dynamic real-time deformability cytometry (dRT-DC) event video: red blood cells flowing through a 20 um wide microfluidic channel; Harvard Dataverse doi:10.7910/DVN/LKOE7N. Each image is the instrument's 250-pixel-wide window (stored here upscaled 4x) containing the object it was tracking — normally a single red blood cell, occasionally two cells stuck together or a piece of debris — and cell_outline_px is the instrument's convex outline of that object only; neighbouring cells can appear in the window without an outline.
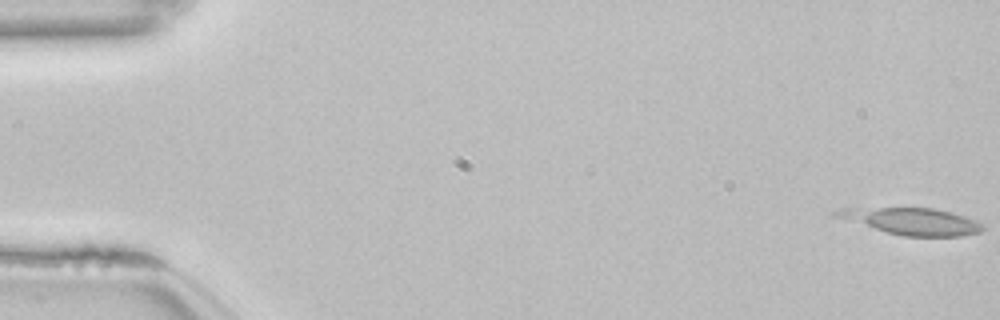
{"species": "common noctule bat (a hibernating species)", "species_latin": "Nyctalus noctula", "temperature_condition": "room temperature", "stored_images_in_passage": 45, "camera_frame_rate_fps": 3000, "um_per_image_px": 0.085, "animal": {"sex": "female", "body_mass_g": 22.7, "forearm_length_mm": 54.2}, "frame": {"image": 1, "passage_image": 1, "time_ms": 0.0, "image_size_px": [1000, 320], "cell_outline_px": [[984, 228], [980, 232], [964, 236], [904, 236], [888, 232], [832, 216], [832, 212], [840, 208], [936, 208], [952, 212], [976, 220]], "centroid_in_image_um": [77.52, 18.8], "position_along_channel_um": 7.5, "area_um2": 22.6}}
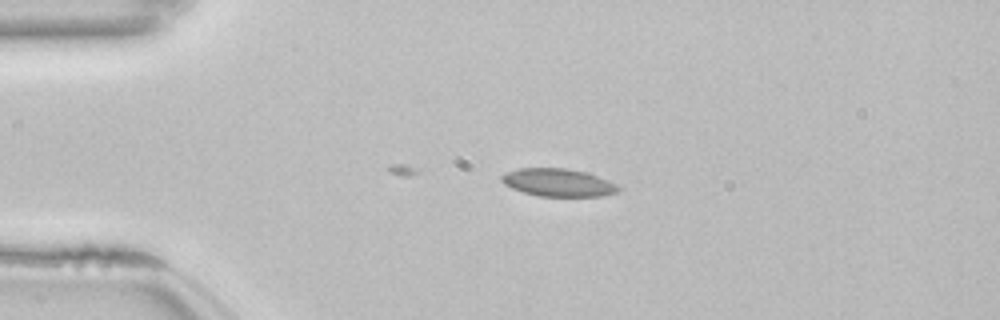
{"frame": {"image": 2, "passage_image": 13, "time_ms": 4.0, "image_size_px": [1000, 320], "cell_outline_px": [[620, 188], [616, 192], [600, 196], [540, 196], [524, 192], [512, 188], [504, 184], [500, 180], [500, 176], [508, 172], [520, 168], [568, 168], [584, 172], [608, 180], [616, 184]], "centroid_in_image_um": [47.42, 15.51], "position_along_channel_um": 37.6, "area_um2": 18.67}}
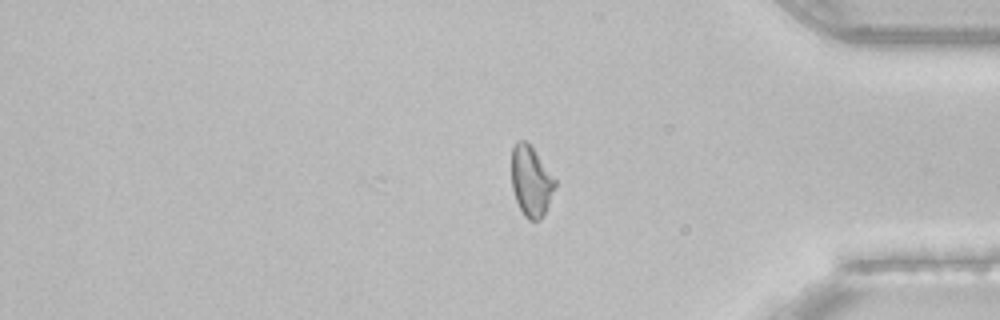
{"frame": {"image": 3, "passage_image": 45, "time_ms": 14.667, "image_size_px": [1000, 320], "cell_outline_px": [[556, 188], [540, 220], [528, 220], [524, 216], [516, 200], [512, 188], [512, 148], [516, 140], [524, 140], [532, 148], [556, 180]], "centroid_in_image_um": [45.13, 15.41], "position_along_channel_um": 390.1, "area_um2": 17.57}}